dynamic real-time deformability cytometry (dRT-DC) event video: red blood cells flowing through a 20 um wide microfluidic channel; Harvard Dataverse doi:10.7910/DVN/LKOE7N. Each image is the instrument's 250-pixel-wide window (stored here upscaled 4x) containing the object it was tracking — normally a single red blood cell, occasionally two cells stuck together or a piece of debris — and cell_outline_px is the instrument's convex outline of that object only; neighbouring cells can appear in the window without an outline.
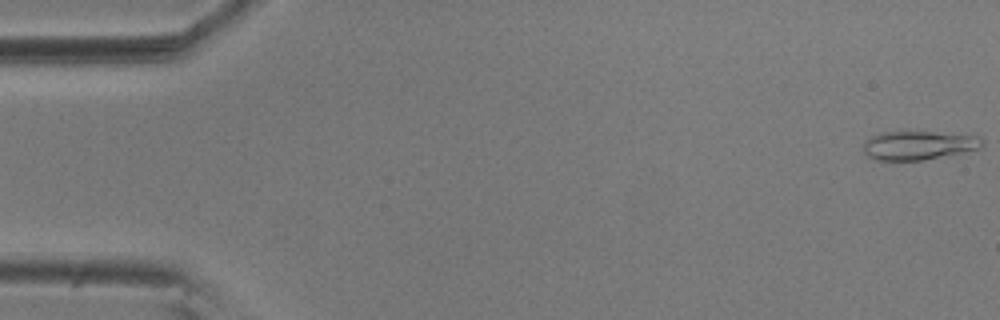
{"species": "common noctule bat (a hibernating species)", "species_latin": "Nyctalus noctula", "temperature_condition": "room temperature", "stored_images_in_passage": 56, "camera_frame_rate_fps": 3000, "um_per_image_px": 0.085, "animal": {"sex": "male", "body_mass_g": 20.5, "forearm_length_mm": 52.5}, "frame": {"image": 1, "passage_image": 1, "time_ms": 0.0, "image_size_px": [1000, 320], "cell_outline_px": [[984, 144], [976, 148], [960, 152], [924, 160], [876, 160], [868, 156], [864, 152], [864, 144], [872, 136], [880, 132], [932, 132], [980, 136], [984, 140]], "centroid_in_image_um": [78.05, 12.35], "position_along_channel_um": 6.9, "area_um2": 19.54}}
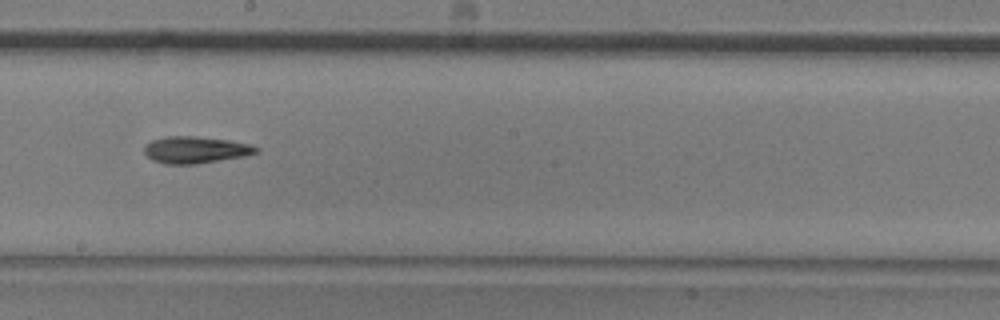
{"frame": {"image": 2, "passage_image": 31, "time_ms": 10.0, "image_size_px": [1000, 320], "cell_outline_px": [[260, 152], [244, 156], [196, 164], [164, 164], [152, 160], [144, 152], [144, 144], [152, 140], [168, 136], [196, 136], [228, 140], [248, 144], [260, 148]], "centroid_in_image_um": [16.6, 12.74], "position_along_channel_um": 231.6, "area_um2": 17.51}}
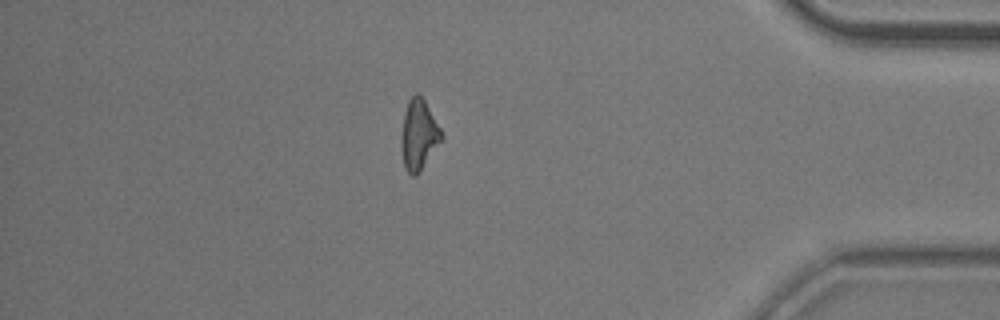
{"frame": {"image": 3, "passage_image": 48, "time_ms": 15.667, "image_size_px": [1000, 320], "cell_outline_px": [[444, 136], [420, 172], [416, 176], [412, 176], [404, 168], [400, 148], [400, 136], [404, 112], [408, 100], [416, 92], [424, 100], [440, 128]], "centroid_in_image_um": [35.56, 11.49], "position_along_channel_um": 399.6, "area_um2": 16.59}, "authors_computed_cell_mechanics": {"area_um2": 16.8776, "velocity_mm_per_s": 3.6273, "shape_relaxation_time_tau1_ms": 6.6093, "shape_relaxation_time_tau2_ms": 10.3867, "deformation_change_tau1": 0.1968, "deformation_change_tau2": 0.2378}}